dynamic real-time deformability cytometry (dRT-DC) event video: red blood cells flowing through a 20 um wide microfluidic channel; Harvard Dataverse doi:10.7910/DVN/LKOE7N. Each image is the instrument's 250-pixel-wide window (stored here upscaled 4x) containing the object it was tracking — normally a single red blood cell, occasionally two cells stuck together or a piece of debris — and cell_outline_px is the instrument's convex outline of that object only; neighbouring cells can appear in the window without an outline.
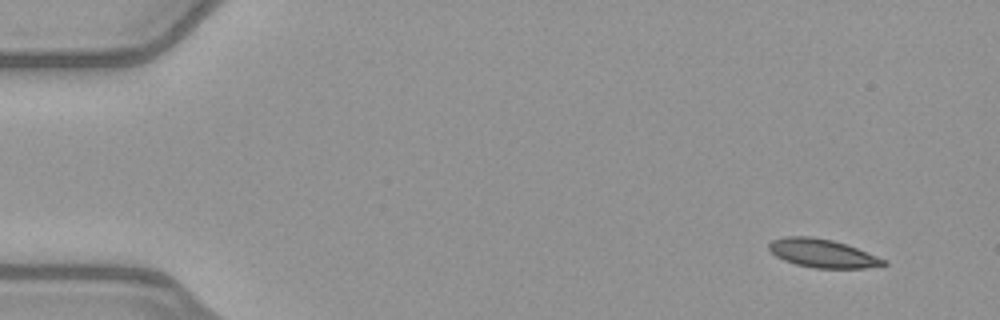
{"species": "common noctule bat (a hibernating species)", "species_latin": "Nyctalus noctula", "temperature_condition": "warm", "stored_images_in_passage": 49, "camera_frame_rate_fps": 3000, "um_per_image_px": 0.085, "animal": {"sex": "female", "body_mass_g": 21.9}, "frame": {"image": 1, "passage_image": 1, "time_ms": 0.0, "image_size_px": [1000, 320], "cell_outline_px": [[888, 264], [864, 268], [816, 268], [796, 264], [784, 260], [776, 256], [768, 248], [768, 244], [772, 240], [784, 236], [812, 236], [832, 240], [856, 248], [888, 260]], "centroid_in_image_um": [69.9, 21.53], "position_along_channel_um": 15.1, "area_um2": 18.9}}
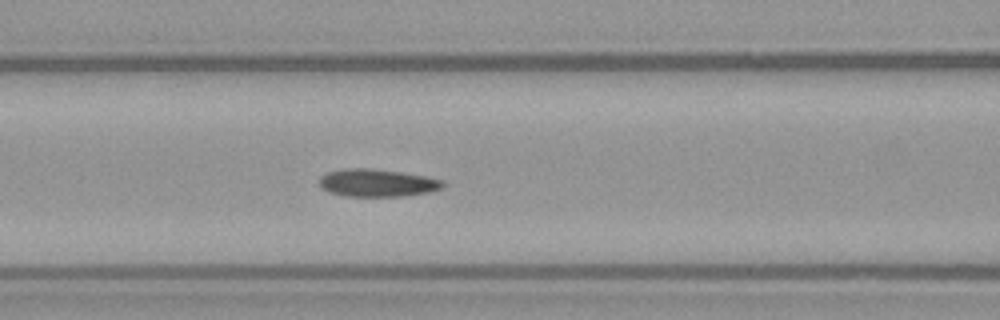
{"frame": {"image": 2, "passage_image": 19, "time_ms": 6.0, "image_size_px": [1000, 320], "cell_outline_px": [[444, 188], [428, 192], [404, 196], [344, 196], [328, 192], [320, 188], [320, 176], [328, 172], [344, 168], [372, 168], [400, 172], [424, 176], [444, 180]], "centroid_in_image_um": [32.04, 15.54], "position_along_channel_um": 134.6, "area_um2": 20.0}}
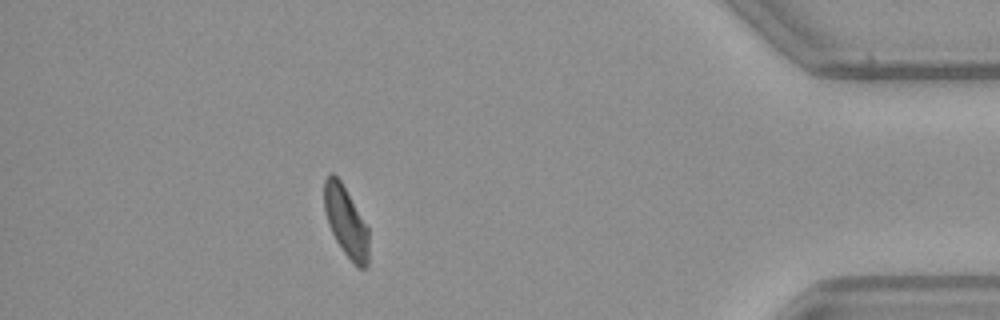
{"frame": {"image": 3, "passage_image": 43, "time_ms": 14.0, "image_size_px": [1000, 320], "cell_outline_px": [[368, 268], [356, 268], [344, 252], [336, 240], [328, 224], [324, 212], [324, 180], [328, 172], [332, 172], [340, 180], [368, 228]], "centroid_in_image_um": [29.39, 18.85], "position_along_channel_um": 405.8, "area_um2": 18.21}, "authors_computed_cell_mechanics": {"area_um2": 19.7098, "velocity_mm_per_s": 3.9944, "shape_relaxation_time_tau1_ms": null, "shape_relaxation_time_tau2_ms": 8.2271, "deformation_change_tau1": null, "deformation_change_tau2": 0.1448}}